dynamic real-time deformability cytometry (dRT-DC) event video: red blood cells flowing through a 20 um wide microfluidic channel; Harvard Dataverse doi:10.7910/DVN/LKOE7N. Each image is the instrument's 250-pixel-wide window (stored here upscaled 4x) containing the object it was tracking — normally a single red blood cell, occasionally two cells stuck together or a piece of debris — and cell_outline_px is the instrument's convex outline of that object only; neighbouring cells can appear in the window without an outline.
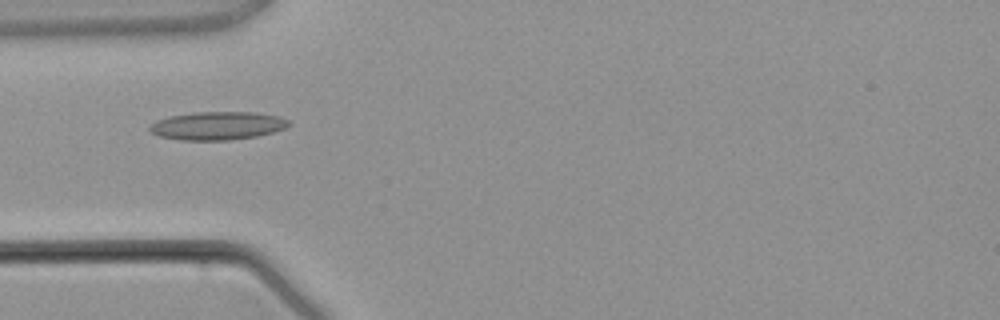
{"species": "common noctule bat (a hibernating species)", "species_latin": "Nyctalus noctula", "temperature_condition": "warm", "stored_images_in_passage": 1, "camera_frame_rate_fps": 3000, "um_per_image_px": 0.085, "animal": {"sex": "male", "body_mass_g": 21.5, "forearm_length_mm": 52.0}, "frame": {"image": 1, "passage_image": 1, "time_ms": 0.0, "image_size_px": [1000, 320], "cell_outline_px": [[288, 124], [284, 128], [272, 132], [256, 136], [228, 140], [184, 140], [160, 136], [152, 132], [148, 128], [156, 120], [168, 116], [192, 112], [256, 112], [280, 116], [288, 120]], "centroid_in_image_um": [18.47, 10.67], "position_along_channel_um": 66.5, "area_um2": 22.72}}